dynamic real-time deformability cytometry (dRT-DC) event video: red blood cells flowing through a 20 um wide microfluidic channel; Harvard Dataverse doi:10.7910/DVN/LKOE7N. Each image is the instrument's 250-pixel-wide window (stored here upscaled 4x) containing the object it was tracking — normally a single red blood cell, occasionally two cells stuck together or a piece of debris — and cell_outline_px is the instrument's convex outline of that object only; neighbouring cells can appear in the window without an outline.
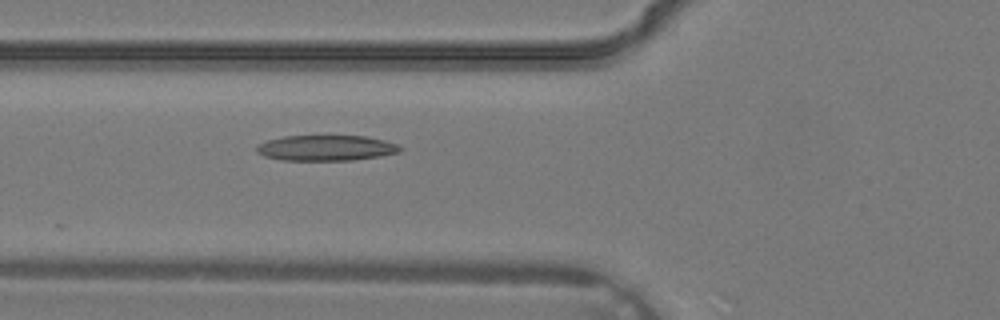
{"species": "common noctule bat (a hibernating species)", "species_latin": "Nyctalus noctula", "temperature_condition": "warm", "stored_images_in_passage": 4, "camera_frame_rate_fps": 3000, "um_per_image_px": 0.085, "animal": {"sex": "male", "body_mass_g": 19.2, "forearm_length_mm": 51.8}, "frame": {"image": 1, "passage_image": 4, "time_ms": 1.0, "image_size_px": [1000, 320], "cell_outline_px": [[404, 148], [400, 152], [380, 156], [352, 160], [280, 160], [264, 156], [256, 152], [256, 148], [260, 144], [268, 140], [284, 136], [364, 136], [384, 140], [400, 144]], "centroid_in_image_um": [27.76, 12.58], "position_along_channel_um": 98.0, "area_um2": 21.39}}